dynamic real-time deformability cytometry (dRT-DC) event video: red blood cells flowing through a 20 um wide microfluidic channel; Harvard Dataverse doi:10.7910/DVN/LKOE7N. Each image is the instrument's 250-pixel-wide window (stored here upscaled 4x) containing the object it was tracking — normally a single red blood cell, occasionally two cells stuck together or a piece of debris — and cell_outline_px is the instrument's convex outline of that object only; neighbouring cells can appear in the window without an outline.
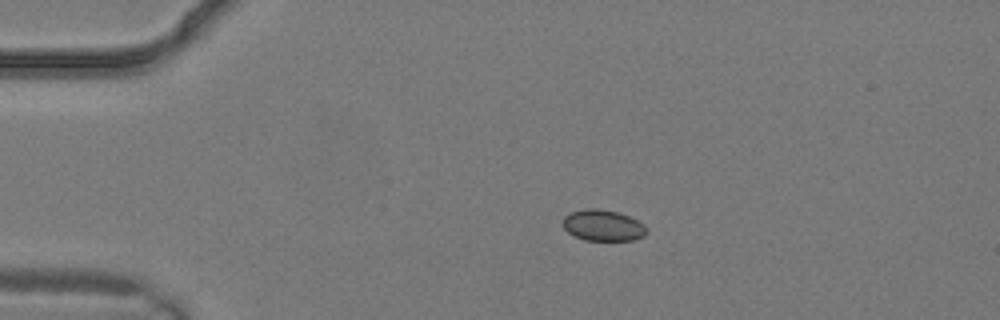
{"species": "common noctule bat (a hibernating species)", "species_latin": "Nyctalus noctula", "temperature_condition": "warm", "stored_images_in_passage": 1, "camera_frame_rate_fps": 3000, "um_per_image_px": 0.085, "animal": {"sex": "male", "body_mass_g": 19.2, "forearm_length_mm": 51.8}, "frame": {"image": 1, "passage_image": 1, "time_ms": 0.0, "image_size_px": [1000, 320], "cell_outline_px": [[648, 232], [644, 236], [636, 240], [584, 240], [568, 232], [564, 228], [564, 216], [572, 212], [588, 208], [596, 208], [616, 212], [628, 216], [644, 224], [648, 228]], "centroid_in_image_um": [51.3, 19.17], "position_along_channel_um": 33.7, "area_um2": 15.09}}